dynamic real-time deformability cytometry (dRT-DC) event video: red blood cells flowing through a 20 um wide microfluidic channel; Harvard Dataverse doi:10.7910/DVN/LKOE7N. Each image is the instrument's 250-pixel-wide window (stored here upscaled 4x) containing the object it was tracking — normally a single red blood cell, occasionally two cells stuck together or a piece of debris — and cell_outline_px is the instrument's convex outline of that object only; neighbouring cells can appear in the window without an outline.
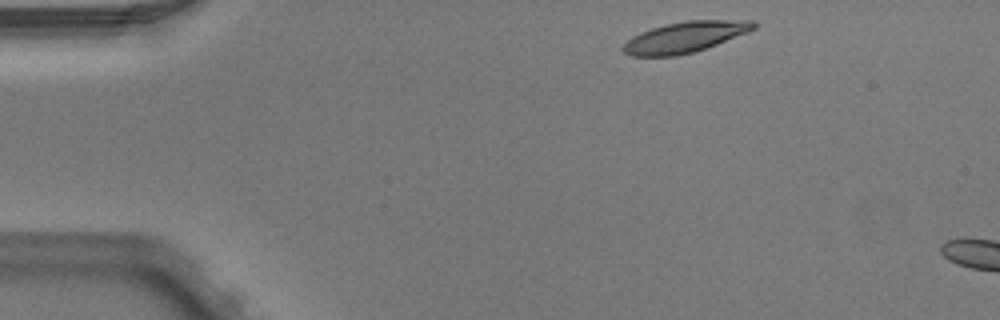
{"species": "Egyptian fruit bat (a non-hibernating species)", "species_latin": "Rousettus aegyptiacus", "temperature_condition": "warm", "stored_images_in_passage": 2, "camera_frame_rate_fps": 3000, "um_per_image_px": 0.085, "animal": {"sex": "male"}, "frame": {"image": 1, "passage_image": 1, "time_ms": 0.0, "image_size_px": [1000, 320], "cell_outline_px": [[756, 28], [748, 32], [716, 44], [692, 52], [676, 56], [632, 56], [624, 52], [620, 48], [632, 36], [640, 32], [664, 24], [688, 20], [756, 20]], "centroid_in_image_um": [58.21, 3.14], "position_along_channel_um": 26.8, "area_um2": 23.35}}